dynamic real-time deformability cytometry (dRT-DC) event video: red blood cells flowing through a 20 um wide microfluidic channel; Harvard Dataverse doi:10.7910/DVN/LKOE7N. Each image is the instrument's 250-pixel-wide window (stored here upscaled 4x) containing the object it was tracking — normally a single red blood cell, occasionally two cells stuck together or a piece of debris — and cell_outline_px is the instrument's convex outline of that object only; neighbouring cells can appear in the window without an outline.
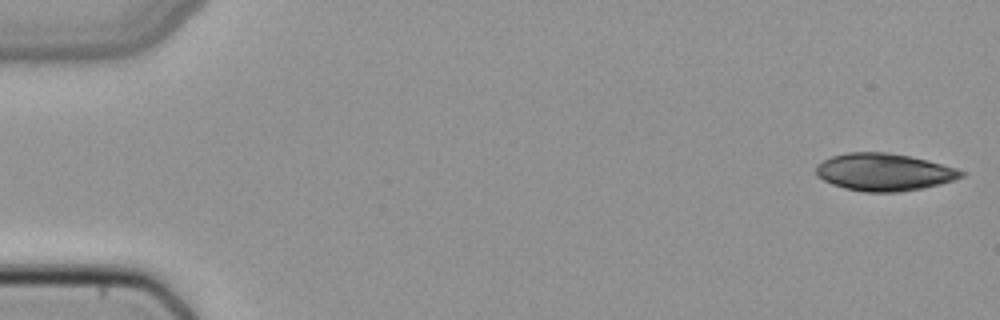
{"species": "common noctule bat (a hibernating species)", "species_latin": "Nyctalus noctula", "temperature_condition": "cold", "stored_images_in_passage": 10, "camera_frame_rate_fps": 3000, "um_per_image_px": 0.085, "animal": {"sex": "female", "body_mass_g": 22.7, "forearm_length_mm": 54.2}, "frame": {"image": 1, "passage_image": 1, "time_ms": 0.0, "image_size_px": [1000, 320], "cell_outline_px": [[968, 172], [964, 176], [940, 184], [900, 192], [864, 192], [844, 188], [832, 184], [816, 176], [816, 164], [832, 156], [848, 152], [888, 152], [928, 160], [956, 168]], "centroid_in_image_um": [75.14, 14.62], "position_along_channel_um": 9.9, "area_um2": 31.67}}